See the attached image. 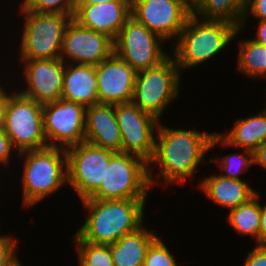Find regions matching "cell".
I'll return each instance as SVG.
<instances>
[{
    "mask_svg": "<svg viewBox=\"0 0 266 266\" xmlns=\"http://www.w3.org/2000/svg\"><path fill=\"white\" fill-rule=\"evenodd\" d=\"M77 248L78 266H114L110 245L72 241Z\"/></svg>",
    "mask_w": 266,
    "mask_h": 266,
    "instance_id": "26",
    "label": "cell"
},
{
    "mask_svg": "<svg viewBox=\"0 0 266 266\" xmlns=\"http://www.w3.org/2000/svg\"><path fill=\"white\" fill-rule=\"evenodd\" d=\"M264 107H266V106H264ZM264 113H266V108H263V109H261Z\"/></svg>",
    "mask_w": 266,
    "mask_h": 266,
    "instance_id": "42",
    "label": "cell"
},
{
    "mask_svg": "<svg viewBox=\"0 0 266 266\" xmlns=\"http://www.w3.org/2000/svg\"><path fill=\"white\" fill-rule=\"evenodd\" d=\"M8 92L10 94L3 129L17 153L48 147L43 130V105L27 98L18 90Z\"/></svg>",
    "mask_w": 266,
    "mask_h": 266,
    "instance_id": "8",
    "label": "cell"
},
{
    "mask_svg": "<svg viewBox=\"0 0 266 266\" xmlns=\"http://www.w3.org/2000/svg\"><path fill=\"white\" fill-rule=\"evenodd\" d=\"M85 142L122 152V136L113 104H95L86 108Z\"/></svg>",
    "mask_w": 266,
    "mask_h": 266,
    "instance_id": "18",
    "label": "cell"
},
{
    "mask_svg": "<svg viewBox=\"0 0 266 266\" xmlns=\"http://www.w3.org/2000/svg\"><path fill=\"white\" fill-rule=\"evenodd\" d=\"M104 2H131V0H77L76 5H95Z\"/></svg>",
    "mask_w": 266,
    "mask_h": 266,
    "instance_id": "39",
    "label": "cell"
},
{
    "mask_svg": "<svg viewBox=\"0 0 266 266\" xmlns=\"http://www.w3.org/2000/svg\"><path fill=\"white\" fill-rule=\"evenodd\" d=\"M242 31L236 24L190 15L179 37L172 43V56L180 71L192 69L225 50Z\"/></svg>",
    "mask_w": 266,
    "mask_h": 266,
    "instance_id": "3",
    "label": "cell"
},
{
    "mask_svg": "<svg viewBox=\"0 0 266 266\" xmlns=\"http://www.w3.org/2000/svg\"><path fill=\"white\" fill-rule=\"evenodd\" d=\"M158 234L146 229L145 223L110 245L114 266H143L147 249Z\"/></svg>",
    "mask_w": 266,
    "mask_h": 266,
    "instance_id": "22",
    "label": "cell"
},
{
    "mask_svg": "<svg viewBox=\"0 0 266 266\" xmlns=\"http://www.w3.org/2000/svg\"><path fill=\"white\" fill-rule=\"evenodd\" d=\"M253 165H258L266 170V141L253 152Z\"/></svg>",
    "mask_w": 266,
    "mask_h": 266,
    "instance_id": "34",
    "label": "cell"
},
{
    "mask_svg": "<svg viewBox=\"0 0 266 266\" xmlns=\"http://www.w3.org/2000/svg\"><path fill=\"white\" fill-rule=\"evenodd\" d=\"M256 28V36L251 39L261 45L266 46V19L259 20V23L257 24Z\"/></svg>",
    "mask_w": 266,
    "mask_h": 266,
    "instance_id": "36",
    "label": "cell"
},
{
    "mask_svg": "<svg viewBox=\"0 0 266 266\" xmlns=\"http://www.w3.org/2000/svg\"><path fill=\"white\" fill-rule=\"evenodd\" d=\"M190 15L175 0H131V16L166 42L176 41Z\"/></svg>",
    "mask_w": 266,
    "mask_h": 266,
    "instance_id": "13",
    "label": "cell"
},
{
    "mask_svg": "<svg viewBox=\"0 0 266 266\" xmlns=\"http://www.w3.org/2000/svg\"><path fill=\"white\" fill-rule=\"evenodd\" d=\"M208 160L210 163H218L222 177L243 180L241 175L253 166V152L243 149V153L221 155L215 159L210 157Z\"/></svg>",
    "mask_w": 266,
    "mask_h": 266,
    "instance_id": "27",
    "label": "cell"
},
{
    "mask_svg": "<svg viewBox=\"0 0 266 266\" xmlns=\"http://www.w3.org/2000/svg\"><path fill=\"white\" fill-rule=\"evenodd\" d=\"M184 9H186L191 15H194L201 4L202 0H175Z\"/></svg>",
    "mask_w": 266,
    "mask_h": 266,
    "instance_id": "38",
    "label": "cell"
},
{
    "mask_svg": "<svg viewBox=\"0 0 266 266\" xmlns=\"http://www.w3.org/2000/svg\"><path fill=\"white\" fill-rule=\"evenodd\" d=\"M24 16L19 41L18 60L58 59L61 54L63 37L72 16L51 13H36L19 6Z\"/></svg>",
    "mask_w": 266,
    "mask_h": 266,
    "instance_id": "5",
    "label": "cell"
},
{
    "mask_svg": "<svg viewBox=\"0 0 266 266\" xmlns=\"http://www.w3.org/2000/svg\"><path fill=\"white\" fill-rule=\"evenodd\" d=\"M237 69L251 79H266V46L252 39L240 40Z\"/></svg>",
    "mask_w": 266,
    "mask_h": 266,
    "instance_id": "25",
    "label": "cell"
},
{
    "mask_svg": "<svg viewBox=\"0 0 266 266\" xmlns=\"http://www.w3.org/2000/svg\"><path fill=\"white\" fill-rule=\"evenodd\" d=\"M163 43L166 44L163 38L132 16L113 41L114 53L136 72L157 66L170 56L171 53L164 51Z\"/></svg>",
    "mask_w": 266,
    "mask_h": 266,
    "instance_id": "9",
    "label": "cell"
},
{
    "mask_svg": "<svg viewBox=\"0 0 266 266\" xmlns=\"http://www.w3.org/2000/svg\"><path fill=\"white\" fill-rule=\"evenodd\" d=\"M62 99L86 108L98 104L96 65L65 63Z\"/></svg>",
    "mask_w": 266,
    "mask_h": 266,
    "instance_id": "21",
    "label": "cell"
},
{
    "mask_svg": "<svg viewBox=\"0 0 266 266\" xmlns=\"http://www.w3.org/2000/svg\"><path fill=\"white\" fill-rule=\"evenodd\" d=\"M114 106L122 136V153H132L149 162L155 153V135L160 121L132 101Z\"/></svg>",
    "mask_w": 266,
    "mask_h": 266,
    "instance_id": "12",
    "label": "cell"
},
{
    "mask_svg": "<svg viewBox=\"0 0 266 266\" xmlns=\"http://www.w3.org/2000/svg\"><path fill=\"white\" fill-rule=\"evenodd\" d=\"M17 150L14 148L10 137L6 134L4 129H0V164L5 167L9 165L11 162V158L13 159L12 154Z\"/></svg>",
    "mask_w": 266,
    "mask_h": 266,
    "instance_id": "32",
    "label": "cell"
},
{
    "mask_svg": "<svg viewBox=\"0 0 266 266\" xmlns=\"http://www.w3.org/2000/svg\"><path fill=\"white\" fill-rule=\"evenodd\" d=\"M196 187L212 202L229 211L248 202L258 192L249 185L248 181L229 179L220 174L206 176Z\"/></svg>",
    "mask_w": 266,
    "mask_h": 266,
    "instance_id": "20",
    "label": "cell"
},
{
    "mask_svg": "<svg viewBox=\"0 0 266 266\" xmlns=\"http://www.w3.org/2000/svg\"><path fill=\"white\" fill-rule=\"evenodd\" d=\"M147 199H83L88 216L71 241L111 245L140 228Z\"/></svg>",
    "mask_w": 266,
    "mask_h": 266,
    "instance_id": "2",
    "label": "cell"
},
{
    "mask_svg": "<svg viewBox=\"0 0 266 266\" xmlns=\"http://www.w3.org/2000/svg\"><path fill=\"white\" fill-rule=\"evenodd\" d=\"M266 141V113L262 110L245 118H238L234 127L227 132H216L210 140V150L217 145L241 148L254 152L257 147Z\"/></svg>",
    "mask_w": 266,
    "mask_h": 266,
    "instance_id": "19",
    "label": "cell"
},
{
    "mask_svg": "<svg viewBox=\"0 0 266 266\" xmlns=\"http://www.w3.org/2000/svg\"><path fill=\"white\" fill-rule=\"evenodd\" d=\"M26 87L19 93L42 105L62 99L65 62L58 59L20 60Z\"/></svg>",
    "mask_w": 266,
    "mask_h": 266,
    "instance_id": "15",
    "label": "cell"
},
{
    "mask_svg": "<svg viewBox=\"0 0 266 266\" xmlns=\"http://www.w3.org/2000/svg\"><path fill=\"white\" fill-rule=\"evenodd\" d=\"M14 155L24 158L21 164L23 207L28 209L40 203L68 184L66 149L46 147Z\"/></svg>",
    "mask_w": 266,
    "mask_h": 266,
    "instance_id": "4",
    "label": "cell"
},
{
    "mask_svg": "<svg viewBox=\"0 0 266 266\" xmlns=\"http://www.w3.org/2000/svg\"><path fill=\"white\" fill-rule=\"evenodd\" d=\"M151 188L148 162L132 153L116 152L101 185L86 199H147Z\"/></svg>",
    "mask_w": 266,
    "mask_h": 266,
    "instance_id": "6",
    "label": "cell"
},
{
    "mask_svg": "<svg viewBox=\"0 0 266 266\" xmlns=\"http://www.w3.org/2000/svg\"><path fill=\"white\" fill-rule=\"evenodd\" d=\"M5 87L0 91V129L3 128L5 122L6 109L9 100V93L5 91Z\"/></svg>",
    "mask_w": 266,
    "mask_h": 266,
    "instance_id": "35",
    "label": "cell"
},
{
    "mask_svg": "<svg viewBox=\"0 0 266 266\" xmlns=\"http://www.w3.org/2000/svg\"><path fill=\"white\" fill-rule=\"evenodd\" d=\"M251 15L259 20L266 19V0H248L244 16L239 25L240 29L245 28L243 26L245 25L246 20L249 19L248 17Z\"/></svg>",
    "mask_w": 266,
    "mask_h": 266,
    "instance_id": "31",
    "label": "cell"
},
{
    "mask_svg": "<svg viewBox=\"0 0 266 266\" xmlns=\"http://www.w3.org/2000/svg\"><path fill=\"white\" fill-rule=\"evenodd\" d=\"M115 153L85 141L66 150L67 185L76 191L80 200L89 198L99 188Z\"/></svg>",
    "mask_w": 266,
    "mask_h": 266,
    "instance_id": "10",
    "label": "cell"
},
{
    "mask_svg": "<svg viewBox=\"0 0 266 266\" xmlns=\"http://www.w3.org/2000/svg\"><path fill=\"white\" fill-rule=\"evenodd\" d=\"M131 16V2L76 5L73 19L87 29L103 33L113 41Z\"/></svg>",
    "mask_w": 266,
    "mask_h": 266,
    "instance_id": "17",
    "label": "cell"
},
{
    "mask_svg": "<svg viewBox=\"0 0 266 266\" xmlns=\"http://www.w3.org/2000/svg\"><path fill=\"white\" fill-rule=\"evenodd\" d=\"M178 264L166 242L157 237L147 249L143 266H180Z\"/></svg>",
    "mask_w": 266,
    "mask_h": 266,
    "instance_id": "29",
    "label": "cell"
},
{
    "mask_svg": "<svg viewBox=\"0 0 266 266\" xmlns=\"http://www.w3.org/2000/svg\"><path fill=\"white\" fill-rule=\"evenodd\" d=\"M243 266H266V244H256L248 251Z\"/></svg>",
    "mask_w": 266,
    "mask_h": 266,
    "instance_id": "33",
    "label": "cell"
},
{
    "mask_svg": "<svg viewBox=\"0 0 266 266\" xmlns=\"http://www.w3.org/2000/svg\"><path fill=\"white\" fill-rule=\"evenodd\" d=\"M156 133L155 153L148 162L151 187L163 178L164 188L175 183L183 185L186 179H193L201 162H205L203 159L210 150V140L215 132L174 129L159 122ZM154 167L159 168L157 177L153 174Z\"/></svg>",
    "mask_w": 266,
    "mask_h": 266,
    "instance_id": "1",
    "label": "cell"
},
{
    "mask_svg": "<svg viewBox=\"0 0 266 266\" xmlns=\"http://www.w3.org/2000/svg\"><path fill=\"white\" fill-rule=\"evenodd\" d=\"M137 72L114 52L96 65L99 104L132 100Z\"/></svg>",
    "mask_w": 266,
    "mask_h": 266,
    "instance_id": "16",
    "label": "cell"
},
{
    "mask_svg": "<svg viewBox=\"0 0 266 266\" xmlns=\"http://www.w3.org/2000/svg\"><path fill=\"white\" fill-rule=\"evenodd\" d=\"M181 74L172 55L157 66L137 72L131 101L161 121L168 105L179 97Z\"/></svg>",
    "mask_w": 266,
    "mask_h": 266,
    "instance_id": "7",
    "label": "cell"
},
{
    "mask_svg": "<svg viewBox=\"0 0 266 266\" xmlns=\"http://www.w3.org/2000/svg\"><path fill=\"white\" fill-rule=\"evenodd\" d=\"M77 0H23L26 10L36 13L62 14L74 17Z\"/></svg>",
    "mask_w": 266,
    "mask_h": 266,
    "instance_id": "28",
    "label": "cell"
},
{
    "mask_svg": "<svg viewBox=\"0 0 266 266\" xmlns=\"http://www.w3.org/2000/svg\"><path fill=\"white\" fill-rule=\"evenodd\" d=\"M48 147L68 149L85 141L86 107L59 99L42 108Z\"/></svg>",
    "mask_w": 266,
    "mask_h": 266,
    "instance_id": "11",
    "label": "cell"
},
{
    "mask_svg": "<svg viewBox=\"0 0 266 266\" xmlns=\"http://www.w3.org/2000/svg\"><path fill=\"white\" fill-rule=\"evenodd\" d=\"M17 240L12 235H0V266H13L19 261Z\"/></svg>",
    "mask_w": 266,
    "mask_h": 266,
    "instance_id": "30",
    "label": "cell"
},
{
    "mask_svg": "<svg viewBox=\"0 0 266 266\" xmlns=\"http://www.w3.org/2000/svg\"><path fill=\"white\" fill-rule=\"evenodd\" d=\"M259 244H266V203L263 205L261 204Z\"/></svg>",
    "mask_w": 266,
    "mask_h": 266,
    "instance_id": "37",
    "label": "cell"
},
{
    "mask_svg": "<svg viewBox=\"0 0 266 266\" xmlns=\"http://www.w3.org/2000/svg\"><path fill=\"white\" fill-rule=\"evenodd\" d=\"M13 266H24L23 262H21L20 260L17 261Z\"/></svg>",
    "mask_w": 266,
    "mask_h": 266,
    "instance_id": "40",
    "label": "cell"
},
{
    "mask_svg": "<svg viewBox=\"0 0 266 266\" xmlns=\"http://www.w3.org/2000/svg\"><path fill=\"white\" fill-rule=\"evenodd\" d=\"M259 193L248 202L231 209L227 215L229 226L240 235L255 237L256 244H259V228L261 219V201Z\"/></svg>",
    "mask_w": 266,
    "mask_h": 266,
    "instance_id": "23",
    "label": "cell"
},
{
    "mask_svg": "<svg viewBox=\"0 0 266 266\" xmlns=\"http://www.w3.org/2000/svg\"><path fill=\"white\" fill-rule=\"evenodd\" d=\"M2 83V81H0ZM4 84L0 85V91L4 88L2 87Z\"/></svg>",
    "mask_w": 266,
    "mask_h": 266,
    "instance_id": "41",
    "label": "cell"
},
{
    "mask_svg": "<svg viewBox=\"0 0 266 266\" xmlns=\"http://www.w3.org/2000/svg\"><path fill=\"white\" fill-rule=\"evenodd\" d=\"M114 52L113 40L72 19L66 28L60 59L65 63L98 65Z\"/></svg>",
    "mask_w": 266,
    "mask_h": 266,
    "instance_id": "14",
    "label": "cell"
},
{
    "mask_svg": "<svg viewBox=\"0 0 266 266\" xmlns=\"http://www.w3.org/2000/svg\"><path fill=\"white\" fill-rule=\"evenodd\" d=\"M247 2L248 0H202L194 15L203 20L223 21L239 27Z\"/></svg>",
    "mask_w": 266,
    "mask_h": 266,
    "instance_id": "24",
    "label": "cell"
}]
</instances>
